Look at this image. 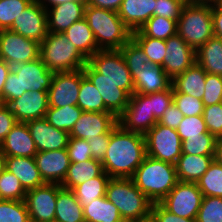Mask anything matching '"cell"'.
Wrapping results in <instances>:
<instances>
[{
	"mask_svg": "<svg viewBox=\"0 0 222 222\" xmlns=\"http://www.w3.org/2000/svg\"><path fill=\"white\" fill-rule=\"evenodd\" d=\"M147 156L143 134L124 130L119 124L111 131L103 170L111 178H132Z\"/></svg>",
	"mask_w": 222,
	"mask_h": 222,
	"instance_id": "obj_1",
	"label": "cell"
},
{
	"mask_svg": "<svg viewBox=\"0 0 222 222\" xmlns=\"http://www.w3.org/2000/svg\"><path fill=\"white\" fill-rule=\"evenodd\" d=\"M152 203H160L179 182L174 164L146 156L132 176Z\"/></svg>",
	"mask_w": 222,
	"mask_h": 222,
	"instance_id": "obj_2",
	"label": "cell"
},
{
	"mask_svg": "<svg viewBox=\"0 0 222 222\" xmlns=\"http://www.w3.org/2000/svg\"><path fill=\"white\" fill-rule=\"evenodd\" d=\"M84 19L91 28L100 50H120L132 39V31L118 12L87 5Z\"/></svg>",
	"mask_w": 222,
	"mask_h": 222,
	"instance_id": "obj_3",
	"label": "cell"
},
{
	"mask_svg": "<svg viewBox=\"0 0 222 222\" xmlns=\"http://www.w3.org/2000/svg\"><path fill=\"white\" fill-rule=\"evenodd\" d=\"M53 75L41 58L13 66L3 87V104L8 105L25 91H47Z\"/></svg>",
	"mask_w": 222,
	"mask_h": 222,
	"instance_id": "obj_4",
	"label": "cell"
},
{
	"mask_svg": "<svg viewBox=\"0 0 222 222\" xmlns=\"http://www.w3.org/2000/svg\"><path fill=\"white\" fill-rule=\"evenodd\" d=\"M105 197L118 208L125 222L150 217L153 203L137 188L132 178H110Z\"/></svg>",
	"mask_w": 222,
	"mask_h": 222,
	"instance_id": "obj_5",
	"label": "cell"
},
{
	"mask_svg": "<svg viewBox=\"0 0 222 222\" xmlns=\"http://www.w3.org/2000/svg\"><path fill=\"white\" fill-rule=\"evenodd\" d=\"M40 58L54 73L80 70L88 62L63 33L56 32H48L40 43Z\"/></svg>",
	"mask_w": 222,
	"mask_h": 222,
	"instance_id": "obj_6",
	"label": "cell"
},
{
	"mask_svg": "<svg viewBox=\"0 0 222 222\" xmlns=\"http://www.w3.org/2000/svg\"><path fill=\"white\" fill-rule=\"evenodd\" d=\"M177 34L197 51L214 36L212 5L186 3L177 20Z\"/></svg>",
	"mask_w": 222,
	"mask_h": 222,
	"instance_id": "obj_7",
	"label": "cell"
},
{
	"mask_svg": "<svg viewBox=\"0 0 222 222\" xmlns=\"http://www.w3.org/2000/svg\"><path fill=\"white\" fill-rule=\"evenodd\" d=\"M88 63L97 71V80L110 81L130 96L134 93L131 72L120 50H99Z\"/></svg>",
	"mask_w": 222,
	"mask_h": 222,
	"instance_id": "obj_8",
	"label": "cell"
},
{
	"mask_svg": "<svg viewBox=\"0 0 222 222\" xmlns=\"http://www.w3.org/2000/svg\"><path fill=\"white\" fill-rule=\"evenodd\" d=\"M144 137L147 156L176 164L182 154V141L175 129L157 122Z\"/></svg>",
	"mask_w": 222,
	"mask_h": 222,
	"instance_id": "obj_9",
	"label": "cell"
},
{
	"mask_svg": "<svg viewBox=\"0 0 222 222\" xmlns=\"http://www.w3.org/2000/svg\"><path fill=\"white\" fill-rule=\"evenodd\" d=\"M203 197L196 183L179 181L160 204L179 217L196 219Z\"/></svg>",
	"mask_w": 222,
	"mask_h": 222,
	"instance_id": "obj_10",
	"label": "cell"
},
{
	"mask_svg": "<svg viewBox=\"0 0 222 222\" xmlns=\"http://www.w3.org/2000/svg\"><path fill=\"white\" fill-rule=\"evenodd\" d=\"M40 58V43L9 29L0 30V59L16 66Z\"/></svg>",
	"mask_w": 222,
	"mask_h": 222,
	"instance_id": "obj_11",
	"label": "cell"
},
{
	"mask_svg": "<svg viewBox=\"0 0 222 222\" xmlns=\"http://www.w3.org/2000/svg\"><path fill=\"white\" fill-rule=\"evenodd\" d=\"M158 121L150 113L149 94L133 93L118 124L127 131L145 135Z\"/></svg>",
	"mask_w": 222,
	"mask_h": 222,
	"instance_id": "obj_12",
	"label": "cell"
},
{
	"mask_svg": "<svg viewBox=\"0 0 222 222\" xmlns=\"http://www.w3.org/2000/svg\"><path fill=\"white\" fill-rule=\"evenodd\" d=\"M57 200V184L45 183L27 190L25 204L30 220L35 222H54Z\"/></svg>",
	"mask_w": 222,
	"mask_h": 222,
	"instance_id": "obj_13",
	"label": "cell"
},
{
	"mask_svg": "<svg viewBox=\"0 0 222 222\" xmlns=\"http://www.w3.org/2000/svg\"><path fill=\"white\" fill-rule=\"evenodd\" d=\"M81 82V69L55 72L48 91L49 107L77 105Z\"/></svg>",
	"mask_w": 222,
	"mask_h": 222,
	"instance_id": "obj_14",
	"label": "cell"
},
{
	"mask_svg": "<svg viewBox=\"0 0 222 222\" xmlns=\"http://www.w3.org/2000/svg\"><path fill=\"white\" fill-rule=\"evenodd\" d=\"M9 30L41 43L48 33L46 9L34 0L14 20Z\"/></svg>",
	"mask_w": 222,
	"mask_h": 222,
	"instance_id": "obj_15",
	"label": "cell"
},
{
	"mask_svg": "<svg viewBox=\"0 0 222 222\" xmlns=\"http://www.w3.org/2000/svg\"><path fill=\"white\" fill-rule=\"evenodd\" d=\"M165 44L166 55L162 68L173 79L196 62V51L178 34L165 40Z\"/></svg>",
	"mask_w": 222,
	"mask_h": 222,
	"instance_id": "obj_16",
	"label": "cell"
},
{
	"mask_svg": "<svg viewBox=\"0 0 222 222\" xmlns=\"http://www.w3.org/2000/svg\"><path fill=\"white\" fill-rule=\"evenodd\" d=\"M117 125L118 118L111 112L83 111L69 136L88 141L99 134L111 133Z\"/></svg>",
	"mask_w": 222,
	"mask_h": 222,
	"instance_id": "obj_17",
	"label": "cell"
},
{
	"mask_svg": "<svg viewBox=\"0 0 222 222\" xmlns=\"http://www.w3.org/2000/svg\"><path fill=\"white\" fill-rule=\"evenodd\" d=\"M8 107L17 122L45 118L49 108L48 91H25L19 98L13 99Z\"/></svg>",
	"mask_w": 222,
	"mask_h": 222,
	"instance_id": "obj_18",
	"label": "cell"
},
{
	"mask_svg": "<svg viewBox=\"0 0 222 222\" xmlns=\"http://www.w3.org/2000/svg\"><path fill=\"white\" fill-rule=\"evenodd\" d=\"M26 123L38 152L61 150L67 147L69 133L55 128L45 118L30 120Z\"/></svg>",
	"mask_w": 222,
	"mask_h": 222,
	"instance_id": "obj_19",
	"label": "cell"
},
{
	"mask_svg": "<svg viewBox=\"0 0 222 222\" xmlns=\"http://www.w3.org/2000/svg\"><path fill=\"white\" fill-rule=\"evenodd\" d=\"M34 159L45 183L62 184L71 163L66 148L37 152Z\"/></svg>",
	"mask_w": 222,
	"mask_h": 222,
	"instance_id": "obj_20",
	"label": "cell"
},
{
	"mask_svg": "<svg viewBox=\"0 0 222 222\" xmlns=\"http://www.w3.org/2000/svg\"><path fill=\"white\" fill-rule=\"evenodd\" d=\"M83 72L101 94L105 108L118 118L129 103L130 95L110 81L97 80V71L88 62Z\"/></svg>",
	"mask_w": 222,
	"mask_h": 222,
	"instance_id": "obj_21",
	"label": "cell"
},
{
	"mask_svg": "<svg viewBox=\"0 0 222 222\" xmlns=\"http://www.w3.org/2000/svg\"><path fill=\"white\" fill-rule=\"evenodd\" d=\"M86 0H71L47 8L48 32L64 33L73 23L84 18Z\"/></svg>",
	"mask_w": 222,
	"mask_h": 222,
	"instance_id": "obj_22",
	"label": "cell"
},
{
	"mask_svg": "<svg viewBox=\"0 0 222 222\" xmlns=\"http://www.w3.org/2000/svg\"><path fill=\"white\" fill-rule=\"evenodd\" d=\"M134 82V93L151 94L168 89L172 79L164 72L163 68L152 63L145 67L134 68L130 71Z\"/></svg>",
	"mask_w": 222,
	"mask_h": 222,
	"instance_id": "obj_23",
	"label": "cell"
},
{
	"mask_svg": "<svg viewBox=\"0 0 222 222\" xmlns=\"http://www.w3.org/2000/svg\"><path fill=\"white\" fill-rule=\"evenodd\" d=\"M0 150L6 157H34L38 151L27 123L17 122L1 142Z\"/></svg>",
	"mask_w": 222,
	"mask_h": 222,
	"instance_id": "obj_24",
	"label": "cell"
},
{
	"mask_svg": "<svg viewBox=\"0 0 222 222\" xmlns=\"http://www.w3.org/2000/svg\"><path fill=\"white\" fill-rule=\"evenodd\" d=\"M155 5L156 0H123L118 15L133 32L153 16Z\"/></svg>",
	"mask_w": 222,
	"mask_h": 222,
	"instance_id": "obj_25",
	"label": "cell"
},
{
	"mask_svg": "<svg viewBox=\"0 0 222 222\" xmlns=\"http://www.w3.org/2000/svg\"><path fill=\"white\" fill-rule=\"evenodd\" d=\"M5 169L20 180L26 191L45 184L34 157H6Z\"/></svg>",
	"mask_w": 222,
	"mask_h": 222,
	"instance_id": "obj_26",
	"label": "cell"
},
{
	"mask_svg": "<svg viewBox=\"0 0 222 222\" xmlns=\"http://www.w3.org/2000/svg\"><path fill=\"white\" fill-rule=\"evenodd\" d=\"M206 74L207 72L195 62L182 74L172 79L173 93H185L202 100Z\"/></svg>",
	"mask_w": 222,
	"mask_h": 222,
	"instance_id": "obj_27",
	"label": "cell"
},
{
	"mask_svg": "<svg viewBox=\"0 0 222 222\" xmlns=\"http://www.w3.org/2000/svg\"><path fill=\"white\" fill-rule=\"evenodd\" d=\"M214 155H191L182 153L175 167L180 182L196 183L208 170Z\"/></svg>",
	"mask_w": 222,
	"mask_h": 222,
	"instance_id": "obj_28",
	"label": "cell"
},
{
	"mask_svg": "<svg viewBox=\"0 0 222 222\" xmlns=\"http://www.w3.org/2000/svg\"><path fill=\"white\" fill-rule=\"evenodd\" d=\"M54 222H85L83 208L72 190L57 184Z\"/></svg>",
	"mask_w": 222,
	"mask_h": 222,
	"instance_id": "obj_29",
	"label": "cell"
},
{
	"mask_svg": "<svg viewBox=\"0 0 222 222\" xmlns=\"http://www.w3.org/2000/svg\"><path fill=\"white\" fill-rule=\"evenodd\" d=\"M104 172L103 165L94 158L82 162L70 163L61 187L73 190L77 185L100 176Z\"/></svg>",
	"mask_w": 222,
	"mask_h": 222,
	"instance_id": "obj_30",
	"label": "cell"
},
{
	"mask_svg": "<svg viewBox=\"0 0 222 222\" xmlns=\"http://www.w3.org/2000/svg\"><path fill=\"white\" fill-rule=\"evenodd\" d=\"M63 34L87 59L100 50L84 18L73 23Z\"/></svg>",
	"mask_w": 222,
	"mask_h": 222,
	"instance_id": "obj_31",
	"label": "cell"
},
{
	"mask_svg": "<svg viewBox=\"0 0 222 222\" xmlns=\"http://www.w3.org/2000/svg\"><path fill=\"white\" fill-rule=\"evenodd\" d=\"M196 62L210 74L222 76V39L211 37L196 51Z\"/></svg>",
	"mask_w": 222,
	"mask_h": 222,
	"instance_id": "obj_32",
	"label": "cell"
},
{
	"mask_svg": "<svg viewBox=\"0 0 222 222\" xmlns=\"http://www.w3.org/2000/svg\"><path fill=\"white\" fill-rule=\"evenodd\" d=\"M85 222H125L118 208L105 196L94 199L83 208Z\"/></svg>",
	"mask_w": 222,
	"mask_h": 222,
	"instance_id": "obj_33",
	"label": "cell"
},
{
	"mask_svg": "<svg viewBox=\"0 0 222 222\" xmlns=\"http://www.w3.org/2000/svg\"><path fill=\"white\" fill-rule=\"evenodd\" d=\"M110 178L104 171L100 176L89 179L72 190L82 208L89 205L94 199L105 196Z\"/></svg>",
	"mask_w": 222,
	"mask_h": 222,
	"instance_id": "obj_34",
	"label": "cell"
},
{
	"mask_svg": "<svg viewBox=\"0 0 222 222\" xmlns=\"http://www.w3.org/2000/svg\"><path fill=\"white\" fill-rule=\"evenodd\" d=\"M77 105L83 111L109 112L105 108L102 96L93 83L84 75L81 69V82Z\"/></svg>",
	"mask_w": 222,
	"mask_h": 222,
	"instance_id": "obj_35",
	"label": "cell"
},
{
	"mask_svg": "<svg viewBox=\"0 0 222 222\" xmlns=\"http://www.w3.org/2000/svg\"><path fill=\"white\" fill-rule=\"evenodd\" d=\"M83 110L78 105H66L64 107H49L45 119L55 128L70 133Z\"/></svg>",
	"mask_w": 222,
	"mask_h": 222,
	"instance_id": "obj_36",
	"label": "cell"
},
{
	"mask_svg": "<svg viewBox=\"0 0 222 222\" xmlns=\"http://www.w3.org/2000/svg\"><path fill=\"white\" fill-rule=\"evenodd\" d=\"M132 39L144 51L150 63L161 67L163 66L166 55L165 40L144 36L139 30L132 32Z\"/></svg>",
	"mask_w": 222,
	"mask_h": 222,
	"instance_id": "obj_37",
	"label": "cell"
},
{
	"mask_svg": "<svg viewBox=\"0 0 222 222\" xmlns=\"http://www.w3.org/2000/svg\"><path fill=\"white\" fill-rule=\"evenodd\" d=\"M139 31L150 38L167 40L177 34V20L152 16Z\"/></svg>",
	"mask_w": 222,
	"mask_h": 222,
	"instance_id": "obj_38",
	"label": "cell"
},
{
	"mask_svg": "<svg viewBox=\"0 0 222 222\" xmlns=\"http://www.w3.org/2000/svg\"><path fill=\"white\" fill-rule=\"evenodd\" d=\"M196 184L203 196L222 197V165L213 160Z\"/></svg>",
	"mask_w": 222,
	"mask_h": 222,
	"instance_id": "obj_39",
	"label": "cell"
},
{
	"mask_svg": "<svg viewBox=\"0 0 222 222\" xmlns=\"http://www.w3.org/2000/svg\"><path fill=\"white\" fill-rule=\"evenodd\" d=\"M216 138L209 132L201 137H187L182 141V153L191 155H214Z\"/></svg>",
	"mask_w": 222,
	"mask_h": 222,
	"instance_id": "obj_40",
	"label": "cell"
},
{
	"mask_svg": "<svg viewBox=\"0 0 222 222\" xmlns=\"http://www.w3.org/2000/svg\"><path fill=\"white\" fill-rule=\"evenodd\" d=\"M0 222H30L24 200H0Z\"/></svg>",
	"mask_w": 222,
	"mask_h": 222,
	"instance_id": "obj_41",
	"label": "cell"
},
{
	"mask_svg": "<svg viewBox=\"0 0 222 222\" xmlns=\"http://www.w3.org/2000/svg\"><path fill=\"white\" fill-rule=\"evenodd\" d=\"M26 193L13 173L5 169L0 174V200H24Z\"/></svg>",
	"mask_w": 222,
	"mask_h": 222,
	"instance_id": "obj_42",
	"label": "cell"
},
{
	"mask_svg": "<svg viewBox=\"0 0 222 222\" xmlns=\"http://www.w3.org/2000/svg\"><path fill=\"white\" fill-rule=\"evenodd\" d=\"M34 0H0V30L9 29L14 20Z\"/></svg>",
	"mask_w": 222,
	"mask_h": 222,
	"instance_id": "obj_43",
	"label": "cell"
},
{
	"mask_svg": "<svg viewBox=\"0 0 222 222\" xmlns=\"http://www.w3.org/2000/svg\"><path fill=\"white\" fill-rule=\"evenodd\" d=\"M196 222H222V197L204 196Z\"/></svg>",
	"mask_w": 222,
	"mask_h": 222,
	"instance_id": "obj_44",
	"label": "cell"
},
{
	"mask_svg": "<svg viewBox=\"0 0 222 222\" xmlns=\"http://www.w3.org/2000/svg\"><path fill=\"white\" fill-rule=\"evenodd\" d=\"M176 131L181 141L187 137H201V134L208 132L203 115L184 116Z\"/></svg>",
	"mask_w": 222,
	"mask_h": 222,
	"instance_id": "obj_45",
	"label": "cell"
},
{
	"mask_svg": "<svg viewBox=\"0 0 222 222\" xmlns=\"http://www.w3.org/2000/svg\"><path fill=\"white\" fill-rule=\"evenodd\" d=\"M120 51L129 71H134V68L145 67V64L149 63V58L133 39L127 42Z\"/></svg>",
	"mask_w": 222,
	"mask_h": 222,
	"instance_id": "obj_46",
	"label": "cell"
},
{
	"mask_svg": "<svg viewBox=\"0 0 222 222\" xmlns=\"http://www.w3.org/2000/svg\"><path fill=\"white\" fill-rule=\"evenodd\" d=\"M173 102L183 116L203 115L204 104L201 99L185 93H173Z\"/></svg>",
	"mask_w": 222,
	"mask_h": 222,
	"instance_id": "obj_47",
	"label": "cell"
},
{
	"mask_svg": "<svg viewBox=\"0 0 222 222\" xmlns=\"http://www.w3.org/2000/svg\"><path fill=\"white\" fill-rule=\"evenodd\" d=\"M203 118L208 132L216 139L222 137V102L204 106Z\"/></svg>",
	"mask_w": 222,
	"mask_h": 222,
	"instance_id": "obj_48",
	"label": "cell"
},
{
	"mask_svg": "<svg viewBox=\"0 0 222 222\" xmlns=\"http://www.w3.org/2000/svg\"><path fill=\"white\" fill-rule=\"evenodd\" d=\"M202 102L204 106L222 102V76L210 73L206 74Z\"/></svg>",
	"mask_w": 222,
	"mask_h": 222,
	"instance_id": "obj_49",
	"label": "cell"
},
{
	"mask_svg": "<svg viewBox=\"0 0 222 222\" xmlns=\"http://www.w3.org/2000/svg\"><path fill=\"white\" fill-rule=\"evenodd\" d=\"M173 102V88L172 85L163 91L149 94V108L150 113L154 114L157 121L162 117L166 108Z\"/></svg>",
	"mask_w": 222,
	"mask_h": 222,
	"instance_id": "obj_50",
	"label": "cell"
},
{
	"mask_svg": "<svg viewBox=\"0 0 222 222\" xmlns=\"http://www.w3.org/2000/svg\"><path fill=\"white\" fill-rule=\"evenodd\" d=\"M66 149L70 162L77 163L92 159L90 145L87 140L69 137Z\"/></svg>",
	"mask_w": 222,
	"mask_h": 222,
	"instance_id": "obj_51",
	"label": "cell"
},
{
	"mask_svg": "<svg viewBox=\"0 0 222 222\" xmlns=\"http://www.w3.org/2000/svg\"><path fill=\"white\" fill-rule=\"evenodd\" d=\"M185 4L184 0H156L153 16L178 20Z\"/></svg>",
	"mask_w": 222,
	"mask_h": 222,
	"instance_id": "obj_52",
	"label": "cell"
},
{
	"mask_svg": "<svg viewBox=\"0 0 222 222\" xmlns=\"http://www.w3.org/2000/svg\"><path fill=\"white\" fill-rule=\"evenodd\" d=\"M150 216L155 222H196V219L179 217L169 212L160 203L152 204Z\"/></svg>",
	"mask_w": 222,
	"mask_h": 222,
	"instance_id": "obj_53",
	"label": "cell"
},
{
	"mask_svg": "<svg viewBox=\"0 0 222 222\" xmlns=\"http://www.w3.org/2000/svg\"><path fill=\"white\" fill-rule=\"evenodd\" d=\"M110 141V133L99 134L95 138H90L88 144L90 145L92 158L102 162L106 154L108 144Z\"/></svg>",
	"mask_w": 222,
	"mask_h": 222,
	"instance_id": "obj_54",
	"label": "cell"
},
{
	"mask_svg": "<svg viewBox=\"0 0 222 222\" xmlns=\"http://www.w3.org/2000/svg\"><path fill=\"white\" fill-rule=\"evenodd\" d=\"M16 123L17 120L8 105L0 103V144Z\"/></svg>",
	"mask_w": 222,
	"mask_h": 222,
	"instance_id": "obj_55",
	"label": "cell"
},
{
	"mask_svg": "<svg viewBox=\"0 0 222 222\" xmlns=\"http://www.w3.org/2000/svg\"><path fill=\"white\" fill-rule=\"evenodd\" d=\"M183 117V113L177 108L174 102H172L171 105L166 108L158 123L176 130Z\"/></svg>",
	"mask_w": 222,
	"mask_h": 222,
	"instance_id": "obj_56",
	"label": "cell"
},
{
	"mask_svg": "<svg viewBox=\"0 0 222 222\" xmlns=\"http://www.w3.org/2000/svg\"><path fill=\"white\" fill-rule=\"evenodd\" d=\"M123 0H86V4L97 8L118 12Z\"/></svg>",
	"mask_w": 222,
	"mask_h": 222,
	"instance_id": "obj_57",
	"label": "cell"
},
{
	"mask_svg": "<svg viewBox=\"0 0 222 222\" xmlns=\"http://www.w3.org/2000/svg\"><path fill=\"white\" fill-rule=\"evenodd\" d=\"M212 20L214 36L222 39V9L212 5Z\"/></svg>",
	"mask_w": 222,
	"mask_h": 222,
	"instance_id": "obj_58",
	"label": "cell"
},
{
	"mask_svg": "<svg viewBox=\"0 0 222 222\" xmlns=\"http://www.w3.org/2000/svg\"><path fill=\"white\" fill-rule=\"evenodd\" d=\"M11 69L12 66L7 64L3 59H0V103L2 104H3V87Z\"/></svg>",
	"mask_w": 222,
	"mask_h": 222,
	"instance_id": "obj_59",
	"label": "cell"
},
{
	"mask_svg": "<svg viewBox=\"0 0 222 222\" xmlns=\"http://www.w3.org/2000/svg\"><path fill=\"white\" fill-rule=\"evenodd\" d=\"M214 160L222 165V137L216 139Z\"/></svg>",
	"mask_w": 222,
	"mask_h": 222,
	"instance_id": "obj_60",
	"label": "cell"
},
{
	"mask_svg": "<svg viewBox=\"0 0 222 222\" xmlns=\"http://www.w3.org/2000/svg\"><path fill=\"white\" fill-rule=\"evenodd\" d=\"M35 1L38 2L42 7L47 9L50 8L51 6L53 7L55 5L63 4L71 0H35Z\"/></svg>",
	"mask_w": 222,
	"mask_h": 222,
	"instance_id": "obj_61",
	"label": "cell"
},
{
	"mask_svg": "<svg viewBox=\"0 0 222 222\" xmlns=\"http://www.w3.org/2000/svg\"><path fill=\"white\" fill-rule=\"evenodd\" d=\"M216 1L217 0H186V3L213 5Z\"/></svg>",
	"mask_w": 222,
	"mask_h": 222,
	"instance_id": "obj_62",
	"label": "cell"
},
{
	"mask_svg": "<svg viewBox=\"0 0 222 222\" xmlns=\"http://www.w3.org/2000/svg\"><path fill=\"white\" fill-rule=\"evenodd\" d=\"M6 156L0 150V174L5 170Z\"/></svg>",
	"mask_w": 222,
	"mask_h": 222,
	"instance_id": "obj_63",
	"label": "cell"
},
{
	"mask_svg": "<svg viewBox=\"0 0 222 222\" xmlns=\"http://www.w3.org/2000/svg\"><path fill=\"white\" fill-rule=\"evenodd\" d=\"M213 5H214L217 9H222V0H217Z\"/></svg>",
	"mask_w": 222,
	"mask_h": 222,
	"instance_id": "obj_64",
	"label": "cell"
},
{
	"mask_svg": "<svg viewBox=\"0 0 222 222\" xmlns=\"http://www.w3.org/2000/svg\"><path fill=\"white\" fill-rule=\"evenodd\" d=\"M130 222H155L151 216L149 218L143 219V220H137V221H130Z\"/></svg>",
	"mask_w": 222,
	"mask_h": 222,
	"instance_id": "obj_65",
	"label": "cell"
}]
</instances>
